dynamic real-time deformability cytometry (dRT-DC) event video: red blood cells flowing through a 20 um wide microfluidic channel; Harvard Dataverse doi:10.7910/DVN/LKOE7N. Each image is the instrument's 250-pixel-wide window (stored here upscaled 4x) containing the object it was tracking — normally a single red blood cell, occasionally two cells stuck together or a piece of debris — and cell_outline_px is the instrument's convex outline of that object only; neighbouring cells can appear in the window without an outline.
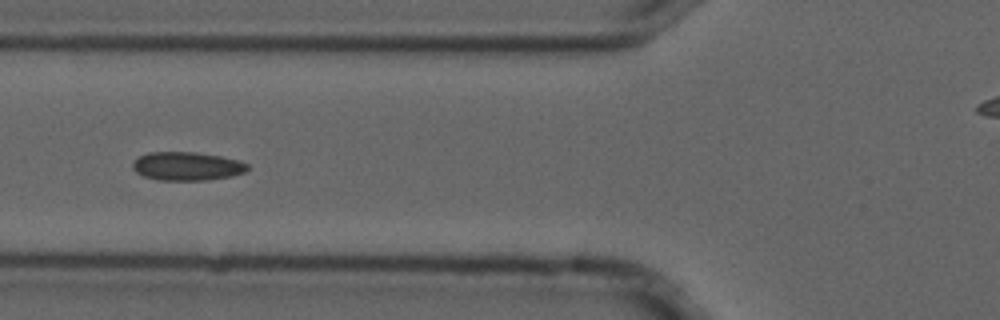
{"species": "common noctule bat (a hibernating species)", "species_latin": "Nyctalus noctula", "temperature_condition": "cold", "stored_images_in_passage": 8, "camera_frame_rate_fps": 3000, "um_per_image_px": 0.085, "animal": {"sex": "male", "forearm_length_mm": 52.5}, "frame": {"image": 1, "passage_image": 6, "time_ms": 1.667, "image_size_px": [1000, 320], "cell_outline_px": [[248, 168], [244, 172], [232, 176], [204, 180], [156, 180], [144, 176], [136, 172], [132, 168], [132, 164], [140, 156], [148, 152], [196, 152], [220, 156], [240, 160], [248, 164]], "centroid_in_image_um": [15.89, 14.12], "position_along_channel_um": 109.9, "area_um2": 19.07}}
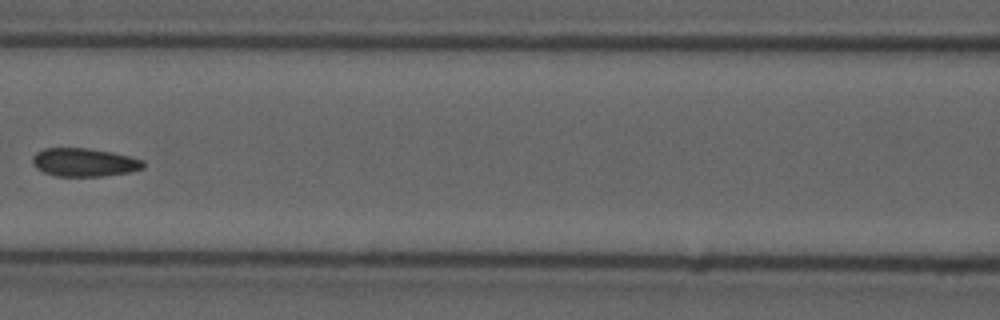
{"frame": {"image": 2, "passage_image": 7, "time_ms": 2.0, "image_size_px": [1000, 320], "cell_outline_px": [[144, 168], [132, 172], [100, 176], [56, 176], [44, 172], [36, 168], [32, 164], [32, 156], [36, 152], [44, 148], [88, 148], [112, 152], [144, 160]], "centroid_in_image_um": [7.15, 13.8], "position_along_channel_um": 159.5, "area_um2": 18.38}}
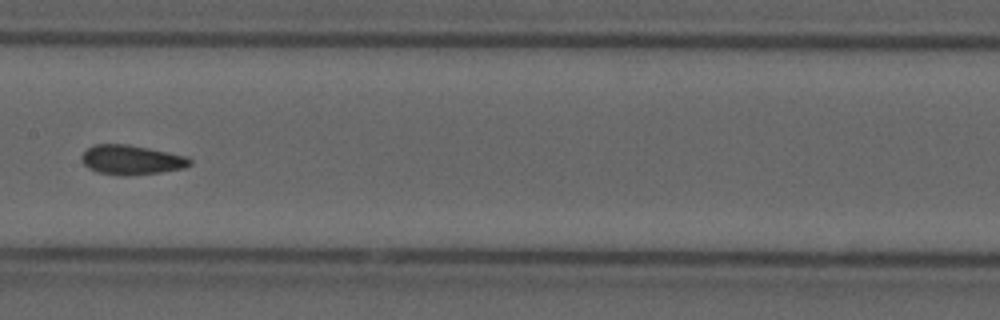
{"frame": {"image": 3, "passage_image": 8, "time_ms": 2.333, "image_size_px": [1000, 320], "cell_outline_px": [[192, 164], [184, 168], [160, 172], [128, 176], [120, 176], [96, 172], [88, 168], [80, 160], [80, 156], [92, 144], [128, 144], [188, 156], [192, 160]], "centroid_in_image_um": [11.15, 13.59], "position_along_channel_um": 196.2, "area_um2": 18.9}}